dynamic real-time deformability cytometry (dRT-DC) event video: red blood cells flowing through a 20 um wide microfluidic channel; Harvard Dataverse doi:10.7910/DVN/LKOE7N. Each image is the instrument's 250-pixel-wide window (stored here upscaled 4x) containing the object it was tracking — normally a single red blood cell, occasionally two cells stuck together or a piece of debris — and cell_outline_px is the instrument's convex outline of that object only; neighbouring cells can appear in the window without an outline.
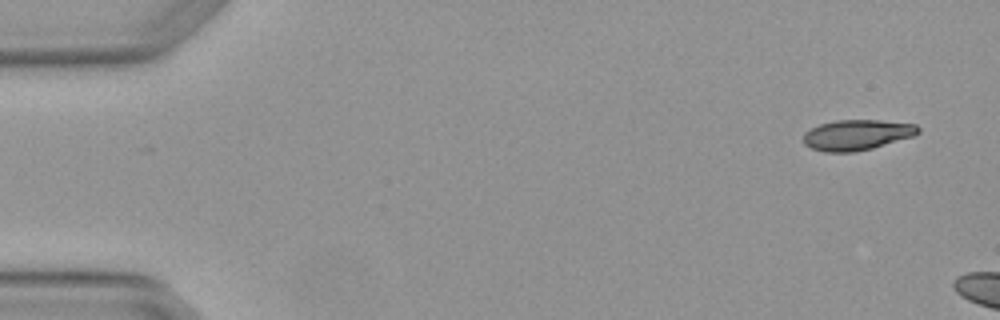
{"species": "Egyptian fruit bat (a non-hibernating species)", "species_latin": "Rousettus aegyptiacus", "temperature_condition": "warm", "stored_images_in_passage": 3, "camera_frame_rate_fps": 3000, "um_per_image_px": 0.085, "animal": {"sex": "female"}, "frame": {"image": 1, "passage_image": 1, "time_ms": 0.0, "image_size_px": [1000, 320], "cell_outline_px": [[920, 132], [912, 136], [872, 148], [852, 152], [824, 152], [812, 148], [804, 144], [804, 132], [820, 124], [836, 120], [880, 120], [916, 124], [920, 128]], "centroid_in_image_um": [72.83, 11.46], "position_along_channel_um": 12.2, "area_um2": 20.23}}